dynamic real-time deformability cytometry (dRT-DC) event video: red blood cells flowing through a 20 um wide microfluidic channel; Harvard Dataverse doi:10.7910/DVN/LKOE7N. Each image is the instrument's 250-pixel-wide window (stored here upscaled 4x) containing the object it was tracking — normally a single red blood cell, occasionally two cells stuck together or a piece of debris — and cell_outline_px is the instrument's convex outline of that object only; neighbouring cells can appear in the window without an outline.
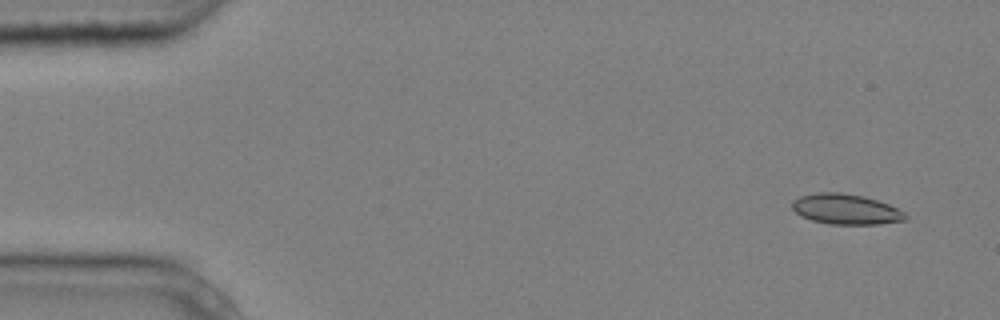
{"species": "common noctule bat (a hibernating species)", "species_latin": "Nyctalus noctula", "temperature_condition": "cold", "stored_images_in_passage": 4, "camera_frame_rate_fps": 3000, "um_per_image_px": 0.085, "animal": {"sex": "male", "body_mass_g": 20.4}, "frame": {"image": 1, "passage_image": 1, "time_ms": 0.0, "image_size_px": [1000, 320], "cell_outline_px": [[908, 220], [880, 224], [828, 224], [812, 220], [800, 216], [792, 208], [792, 200], [800, 196], [816, 192], [840, 192], [864, 196], [888, 204], [904, 212], [908, 216]], "centroid_in_image_um": [71.89, 17.78], "position_along_channel_um": 13.1, "area_um2": 20.17}}
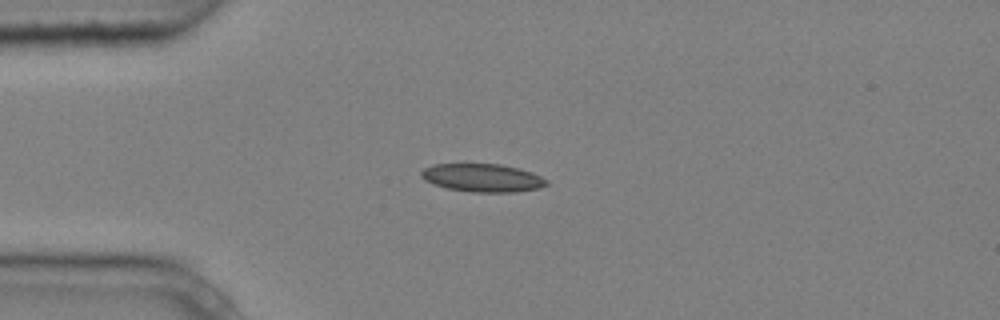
{"frame": {"image": 2, "passage_image": 4, "time_ms": 1.0, "image_size_px": [1000, 320], "cell_outline_px": [[548, 184], [540, 188], [516, 192], [472, 192], [448, 188], [432, 184], [424, 180], [420, 176], [420, 172], [424, 168], [432, 164], [500, 164], [520, 168], [532, 172], [548, 180]], "centroid_in_image_um": [41.01, 15.11], "position_along_channel_um": 44.0, "area_um2": 20.69}}